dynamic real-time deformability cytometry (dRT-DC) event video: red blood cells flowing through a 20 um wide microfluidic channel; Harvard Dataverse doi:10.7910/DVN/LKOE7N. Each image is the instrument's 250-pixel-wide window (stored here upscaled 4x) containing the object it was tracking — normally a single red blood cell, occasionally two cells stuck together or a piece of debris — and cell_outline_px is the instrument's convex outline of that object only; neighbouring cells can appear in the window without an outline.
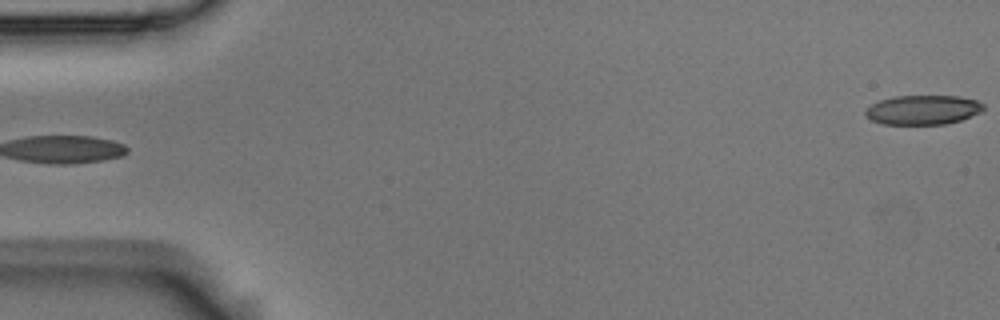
{"species": "Egyptian fruit bat (a non-hibernating species)", "species_latin": "Rousettus aegyptiacus", "temperature_condition": "room temperature", "stored_images_in_passage": 5, "camera_frame_rate_fps": 3000, "um_per_image_px": 0.085, "animal": {"sex": "male"}, "frame": {"image": 1, "passage_image": 5, "time_ms": 1.333, "image_size_px": [1000, 320], "cell_outline_px": [[984, 108], [980, 112], [960, 120], [944, 124], [884, 124], [872, 120], [864, 112], [872, 104], [880, 100], [892, 96], [960, 96], [976, 100], [984, 104]], "centroid_in_image_um": [78.46, 9.33], "position_along_channel_um": 6.5, "area_um2": 20.06}}